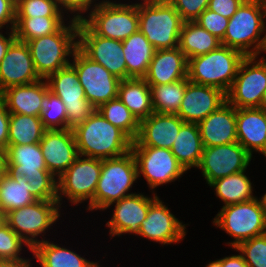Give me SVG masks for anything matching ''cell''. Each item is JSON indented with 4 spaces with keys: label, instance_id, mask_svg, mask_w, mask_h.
<instances>
[{
    "label": "cell",
    "instance_id": "6da1fadb",
    "mask_svg": "<svg viewBox=\"0 0 266 267\" xmlns=\"http://www.w3.org/2000/svg\"><path fill=\"white\" fill-rule=\"evenodd\" d=\"M72 131L81 156L104 160L131 151L133 141L97 109Z\"/></svg>",
    "mask_w": 266,
    "mask_h": 267
},
{
    "label": "cell",
    "instance_id": "7a4b0ae2",
    "mask_svg": "<svg viewBox=\"0 0 266 267\" xmlns=\"http://www.w3.org/2000/svg\"><path fill=\"white\" fill-rule=\"evenodd\" d=\"M245 57L237 49L220 45L213 51L188 60V80L213 86L227 93Z\"/></svg>",
    "mask_w": 266,
    "mask_h": 267
},
{
    "label": "cell",
    "instance_id": "3957f363",
    "mask_svg": "<svg viewBox=\"0 0 266 267\" xmlns=\"http://www.w3.org/2000/svg\"><path fill=\"white\" fill-rule=\"evenodd\" d=\"M265 18V0H245L229 19L221 44L237 49L245 56H258L263 42L260 36L266 31Z\"/></svg>",
    "mask_w": 266,
    "mask_h": 267
},
{
    "label": "cell",
    "instance_id": "277c9868",
    "mask_svg": "<svg viewBox=\"0 0 266 267\" xmlns=\"http://www.w3.org/2000/svg\"><path fill=\"white\" fill-rule=\"evenodd\" d=\"M79 22L71 20L56 33L27 41L38 76L45 80L60 69L70 65L66 58L78 48ZM76 40V41H74Z\"/></svg>",
    "mask_w": 266,
    "mask_h": 267
},
{
    "label": "cell",
    "instance_id": "5b68a950",
    "mask_svg": "<svg viewBox=\"0 0 266 267\" xmlns=\"http://www.w3.org/2000/svg\"><path fill=\"white\" fill-rule=\"evenodd\" d=\"M138 3L139 31L155 50L178 47L183 25L179 13L167 0H143Z\"/></svg>",
    "mask_w": 266,
    "mask_h": 267
},
{
    "label": "cell",
    "instance_id": "8992f818",
    "mask_svg": "<svg viewBox=\"0 0 266 267\" xmlns=\"http://www.w3.org/2000/svg\"><path fill=\"white\" fill-rule=\"evenodd\" d=\"M92 9L89 19L79 14L73 19L83 21L101 37L124 41L139 31L138 3L129 5L102 1Z\"/></svg>",
    "mask_w": 266,
    "mask_h": 267
},
{
    "label": "cell",
    "instance_id": "52a82bcc",
    "mask_svg": "<svg viewBox=\"0 0 266 267\" xmlns=\"http://www.w3.org/2000/svg\"><path fill=\"white\" fill-rule=\"evenodd\" d=\"M132 151L102 160L101 175L93 198V210L107 209L114 202L134 193H127L138 178Z\"/></svg>",
    "mask_w": 266,
    "mask_h": 267
},
{
    "label": "cell",
    "instance_id": "ba28073f",
    "mask_svg": "<svg viewBox=\"0 0 266 267\" xmlns=\"http://www.w3.org/2000/svg\"><path fill=\"white\" fill-rule=\"evenodd\" d=\"M213 223L234 237L235 241L228 243L233 248L245 240L266 233V216L257 198L223 206Z\"/></svg>",
    "mask_w": 266,
    "mask_h": 267
},
{
    "label": "cell",
    "instance_id": "9c48e42d",
    "mask_svg": "<svg viewBox=\"0 0 266 267\" xmlns=\"http://www.w3.org/2000/svg\"><path fill=\"white\" fill-rule=\"evenodd\" d=\"M79 155L73 164L58 178L57 195H65L73 204L89 200V210H93V198L101 175L102 160ZM60 190V191H59ZM60 192V193H59Z\"/></svg>",
    "mask_w": 266,
    "mask_h": 267
},
{
    "label": "cell",
    "instance_id": "30bf717a",
    "mask_svg": "<svg viewBox=\"0 0 266 267\" xmlns=\"http://www.w3.org/2000/svg\"><path fill=\"white\" fill-rule=\"evenodd\" d=\"M73 63L83 87L85 97L97 109L101 104L118 97L120 79L102 65L88 58L79 48L74 52Z\"/></svg>",
    "mask_w": 266,
    "mask_h": 267
},
{
    "label": "cell",
    "instance_id": "8fae6325",
    "mask_svg": "<svg viewBox=\"0 0 266 267\" xmlns=\"http://www.w3.org/2000/svg\"><path fill=\"white\" fill-rule=\"evenodd\" d=\"M58 200H37L33 204L14 209L5 215V222L33 249L35 240L59 218Z\"/></svg>",
    "mask_w": 266,
    "mask_h": 267
},
{
    "label": "cell",
    "instance_id": "7c38bea8",
    "mask_svg": "<svg viewBox=\"0 0 266 267\" xmlns=\"http://www.w3.org/2000/svg\"><path fill=\"white\" fill-rule=\"evenodd\" d=\"M46 80H48L49 91L65 104L67 129L73 130L96 110L85 97L77 72L71 65L58 70Z\"/></svg>",
    "mask_w": 266,
    "mask_h": 267
},
{
    "label": "cell",
    "instance_id": "4fadbf2b",
    "mask_svg": "<svg viewBox=\"0 0 266 267\" xmlns=\"http://www.w3.org/2000/svg\"><path fill=\"white\" fill-rule=\"evenodd\" d=\"M246 56L237 71V75L226 93V101L235 108L259 107L266 90V59ZM252 65V66H251Z\"/></svg>",
    "mask_w": 266,
    "mask_h": 267
},
{
    "label": "cell",
    "instance_id": "5bb4252c",
    "mask_svg": "<svg viewBox=\"0 0 266 267\" xmlns=\"http://www.w3.org/2000/svg\"><path fill=\"white\" fill-rule=\"evenodd\" d=\"M131 151L138 167V177L143 174L151 189L173 182L186 172L171 152V149L131 146Z\"/></svg>",
    "mask_w": 266,
    "mask_h": 267
},
{
    "label": "cell",
    "instance_id": "9a60e30c",
    "mask_svg": "<svg viewBox=\"0 0 266 267\" xmlns=\"http://www.w3.org/2000/svg\"><path fill=\"white\" fill-rule=\"evenodd\" d=\"M78 48L120 80L126 79L122 41L95 34L83 21L78 27Z\"/></svg>",
    "mask_w": 266,
    "mask_h": 267
},
{
    "label": "cell",
    "instance_id": "2e32d148",
    "mask_svg": "<svg viewBox=\"0 0 266 267\" xmlns=\"http://www.w3.org/2000/svg\"><path fill=\"white\" fill-rule=\"evenodd\" d=\"M252 156L238 142L204 147L197 168L208 184L219 178L245 171Z\"/></svg>",
    "mask_w": 266,
    "mask_h": 267
},
{
    "label": "cell",
    "instance_id": "e0dca14e",
    "mask_svg": "<svg viewBox=\"0 0 266 267\" xmlns=\"http://www.w3.org/2000/svg\"><path fill=\"white\" fill-rule=\"evenodd\" d=\"M40 79L29 46L15 39L0 62V93L11 86L35 83Z\"/></svg>",
    "mask_w": 266,
    "mask_h": 267
},
{
    "label": "cell",
    "instance_id": "ac0fdd59",
    "mask_svg": "<svg viewBox=\"0 0 266 267\" xmlns=\"http://www.w3.org/2000/svg\"><path fill=\"white\" fill-rule=\"evenodd\" d=\"M47 170L59 178L79 156L71 129L45 130L39 142Z\"/></svg>",
    "mask_w": 266,
    "mask_h": 267
},
{
    "label": "cell",
    "instance_id": "d6986e66",
    "mask_svg": "<svg viewBox=\"0 0 266 267\" xmlns=\"http://www.w3.org/2000/svg\"><path fill=\"white\" fill-rule=\"evenodd\" d=\"M226 102V93L219 88L188 81L177 115L189 123H199Z\"/></svg>",
    "mask_w": 266,
    "mask_h": 267
},
{
    "label": "cell",
    "instance_id": "ffe728a7",
    "mask_svg": "<svg viewBox=\"0 0 266 267\" xmlns=\"http://www.w3.org/2000/svg\"><path fill=\"white\" fill-rule=\"evenodd\" d=\"M182 224L157 197L150 205L138 235L165 244L177 243L186 235Z\"/></svg>",
    "mask_w": 266,
    "mask_h": 267
},
{
    "label": "cell",
    "instance_id": "44dd1931",
    "mask_svg": "<svg viewBox=\"0 0 266 267\" xmlns=\"http://www.w3.org/2000/svg\"><path fill=\"white\" fill-rule=\"evenodd\" d=\"M183 123L177 114L154 112L140 121L139 133L132 146L171 149Z\"/></svg>",
    "mask_w": 266,
    "mask_h": 267
},
{
    "label": "cell",
    "instance_id": "7402d4cb",
    "mask_svg": "<svg viewBox=\"0 0 266 267\" xmlns=\"http://www.w3.org/2000/svg\"><path fill=\"white\" fill-rule=\"evenodd\" d=\"M157 198L142 194H132L116 203L112 219L107 222L112 237L125 233L139 234L140 225L146 219L151 203Z\"/></svg>",
    "mask_w": 266,
    "mask_h": 267
},
{
    "label": "cell",
    "instance_id": "603a6c76",
    "mask_svg": "<svg viewBox=\"0 0 266 267\" xmlns=\"http://www.w3.org/2000/svg\"><path fill=\"white\" fill-rule=\"evenodd\" d=\"M203 147L237 142L236 108L227 101L198 123Z\"/></svg>",
    "mask_w": 266,
    "mask_h": 267
},
{
    "label": "cell",
    "instance_id": "cb8c5ba5",
    "mask_svg": "<svg viewBox=\"0 0 266 267\" xmlns=\"http://www.w3.org/2000/svg\"><path fill=\"white\" fill-rule=\"evenodd\" d=\"M49 91L47 81L11 86L0 93L9 113L41 117Z\"/></svg>",
    "mask_w": 266,
    "mask_h": 267
},
{
    "label": "cell",
    "instance_id": "d4e9b609",
    "mask_svg": "<svg viewBox=\"0 0 266 267\" xmlns=\"http://www.w3.org/2000/svg\"><path fill=\"white\" fill-rule=\"evenodd\" d=\"M188 77V59L177 47L155 50L144 77L149 85L170 84Z\"/></svg>",
    "mask_w": 266,
    "mask_h": 267
},
{
    "label": "cell",
    "instance_id": "484cf974",
    "mask_svg": "<svg viewBox=\"0 0 266 267\" xmlns=\"http://www.w3.org/2000/svg\"><path fill=\"white\" fill-rule=\"evenodd\" d=\"M237 142L252 156L266 151V111L258 107L236 108ZM253 150V151H252Z\"/></svg>",
    "mask_w": 266,
    "mask_h": 267
},
{
    "label": "cell",
    "instance_id": "4316f807",
    "mask_svg": "<svg viewBox=\"0 0 266 267\" xmlns=\"http://www.w3.org/2000/svg\"><path fill=\"white\" fill-rule=\"evenodd\" d=\"M8 174L22 176L52 175L48 170L39 143L27 145H8L5 150Z\"/></svg>",
    "mask_w": 266,
    "mask_h": 267
},
{
    "label": "cell",
    "instance_id": "83f0119b",
    "mask_svg": "<svg viewBox=\"0 0 266 267\" xmlns=\"http://www.w3.org/2000/svg\"><path fill=\"white\" fill-rule=\"evenodd\" d=\"M126 61V79L144 78L148 72L155 48L140 31L122 41Z\"/></svg>",
    "mask_w": 266,
    "mask_h": 267
},
{
    "label": "cell",
    "instance_id": "f1b7e54d",
    "mask_svg": "<svg viewBox=\"0 0 266 267\" xmlns=\"http://www.w3.org/2000/svg\"><path fill=\"white\" fill-rule=\"evenodd\" d=\"M118 98L139 122L154 113L150 86L144 78L121 80Z\"/></svg>",
    "mask_w": 266,
    "mask_h": 267
},
{
    "label": "cell",
    "instance_id": "f546056e",
    "mask_svg": "<svg viewBox=\"0 0 266 267\" xmlns=\"http://www.w3.org/2000/svg\"><path fill=\"white\" fill-rule=\"evenodd\" d=\"M203 148L198 124L184 122L172 144L171 152L187 171L199 165Z\"/></svg>",
    "mask_w": 266,
    "mask_h": 267
},
{
    "label": "cell",
    "instance_id": "4dcf8cb0",
    "mask_svg": "<svg viewBox=\"0 0 266 267\" xmlns=\"http://www.w3.org/2000/svg\"><path fill=\"white\" fill-rule=\"evenodd\" d=\"M220 45H222L221 40L206 31L195 21L183 22L178 48L188 60L213 51Z\"/></svg>",
    "mask_w": 266,
    "mask_h": 267
},
{
    "label": "cell",
    "instance_id": "1f68e13d",
    "mask_svg": "<svg viewBox=\"0 0 266 267\" xmlns=\"http://www.w3.org/2000/svg\"><path fill=\"white\" fill-rule=\"evenodd\" d=\"M0 195L5 215L37 201L31 194V186L25 176L6 172L0 177Z\"/></svg>",
    "mask_w": 266,
    "mask_h": 267
},
{
    "label": "cell",
    "instance_id": "d6a6232c",
    "mask_svg": "<svg viewBox=\"0 0 266 267\" xmlns=\"http://www.w3.org/2000/svg\"><path fill=\"white\" fill-rule=\"evenodd\" d=\"M41 267H100L97 262H90L71 250L41 240L32 250Z\"/></svg>",
    "mask_w": 266,
    "mask_h": 267
},
{
    "label": "cell",
    "instance_id": "836d02e7",
    "mask_svg": "<svg viewBox=\"0 0 266 267\" xmlns=\"http://www.w3.org/2000/svg\"><path fill=\"white\" fill-rule=\"evenodd\" d=\"M245 171L235 173L212 181L209 185L214 187L217 196L224 202V206L254 200L252 183L244 174Z\"/></svg>",
    "mask_w": 266,
    "mask_h": 267
},
{
    "label": "cell",
    "instance_id": "e575fe53",
    "mask_svg": "<svg viewBox=\"0 0 266 267\" xmlns=\"http://www.w3.org/2000/svg\"><path fill=\"white\" fill-rule=\"evenodd\" d=\"M45 130L41 117L10 113L8 145L39 143Z\"/></svg>",
    "mask_w": 266,
    "mask_h": 267
},
{
    "label": "cell",
    "instance_id": "d590c367",
    "mask_svg": "<svg viewBox=\"0 0 266 267\" xmlns=\"http://www.w3.org/2000/svg\"><path fill=\"white\" fill-rule=\"evenodd\" d=\"M64 17H15L16 39L27 42L56 33L64 24Z\"/></svg>",
    "mask_w": 266,
    "mask_h": 267
},
{
    "label": "cell",
    "instance_id": "8d00e7d4",
    "mask_svg": "<svg viewBox=\"0 0 266 267\" xmlns=\"http://www.w3.org/2000/svg\"><path fill=\"white\" fill-rule=\"evenodd\" d=\"M188 81L187 77L170 84L149 85L154 112L177 114Z\"/></svg>",
    "mask_w": 266,
    "mask_h": 267
},
{
    "label": "cell",
    "instance_id": "74e56055",
    "mask_svg": "<svg viewBox=\"0 0 266 267\" xmlns=\"http://www.w3.org/2000/svg\"><path fill=\"white\" fill-rule=\"evenodd\" d=\"M97 110L107 121L122 130L132 141L136 140L140 122L118 97L101 104Z\"/></svg>",
    "mask_w": 266,
    "mask_h": 267
},
{
    "label": "cell",
    "instance_id": "f35d334b",
    "mask_svg": "<svg viewBox=\"0 0 266 267\" xmlns=\"http://www.w3.org/2000/svg\"><path fill=\"white\" fill-rule=\"evenodd\" d=\"M41 121L46 130L67 128V111L65 104L58 96L50 91L47 92L44 101Z\"/></svg>",
    "mask_w": 266,
    "mask_h": 267
},
{
    "label": "cell",
    "instance_id": "ab89813d",
    "mask_svg": "<svg viewBox=\"0 0 266 267\" xmlns=\"http://www.w3.org/2000/svg\"><path fill=\"white\" fill-rule=\"evenodd\" d=\"M15 17H62L57 0H16Z\"/></svg>",
    "mask_w": 266,
    "mask_h": 267
},
{
    "label": "cell",
    "instance_id": "60d3db41",
    "mask_svg": "<svg viewBox=\"0 0 266 267\" xmlns=\"http://www.w3.org/2000/svg\"><path fill=\"white\" fill-rule=\"evenodd\" d=\"M240 251L248 267H266V233L239 243Z\"/></svg>",
    "mask_w": 266,
    "mask_h": 267
},
{
    "label": "cell",
    "instance_id": "b9f144b4",
    "mask_svg": "<svg viewBox=\"0 0 266 267\" xmlns=\"http://www.w3.org/2000/svg\"><path fill=\"white\" fill-rule=\"evenodd\" d=\"M23 243L32 250L6 222L0 226V259H23L19 257Z\"/></svg>",
    "mask_w": 266,
    "mask_h": 267
},
{
    "label": "cell",
    "instance_id": "7bdbcfd3",
    "mask_svg": "<svg viewBox=\"0 0 266 267\" xmlns=\"http://www.w3.org/2000/svg\"><path fill=\"white\" fill-rule=\"evenodd\" d=\"M31 186V194L37 200H58L57 180L53 175L25 176Z\"/></svg>",
    "mask_w": 266,
    "mask_h": 267
},
{
    "label": "cell",
    "instance_id": "ee69618b",
    "mask_svg": "<svg viewBox=\"0 0 266 267\" xmlns=\"http://www.w3.org/2000/svg\"><path fill=\"white\" fill-rule=\"evenodd\" d=\"M195 22L219 40H222L226 33L229 19L207 8Z\"/></svg>",
    "mask_w": 266,
    "mask_h": 267
},
{
    "label": "cell",
    "instance_id": "f6af8a7d",
    "mask_svg": "<svg viewBox=\"0 0 266 267\" xmlns=\"http://www.w3.org/2000/svg\"><path fill=\"white\" fill-rule=\"evenodd\" d=\"M184 22L195 21L208 8L209 0H167Z\"/></svg>",
    "mask_w": 266,
    "mask_h": 267
},
{
    "label": "cell",
    "instance_id": "bcb514c9",
    "mask_svg": "<svg viewBox=\"0 0 266 267\" xmlns=\"http://www.w3.org/2000/svg\"><path fill=\"white\" fill-rule=\"evenodd\" d=\"M245 0H209L208 9L230 19Z\"/></svg>",
    "mask_w": 266,
    "mask_h": 267
},
{
    "label": "cell",
    "instance_id": "7dc6e473",
    "mask_svg": "<svg viewBox=\"0 0 266 267\" xmlns=\"http://www.w3.org/2000/svg\"><path fill=\"white\" fill-rule=\"evenodd\" d=\"M9 120L10 113L7 110L4 100L0 97V148L3 150H6L8 148Z\"/></svg>",
    "mask_w": 266,
    "mask_h": 267
},
{
    "label": "cell",
    "instance_id": "c3c4849f",
    "mask_svg": "<svg viewBox=\"0 0 266 267\" xmlns=\"http://www.w3.org/2000/svg\"><path fill=\"white\" fill-rule=\"evenodd\" d=\"M15 7L16 0H0V29H2L6 23L12 25L9 29H14Z\"/></svg>",
    "mask_w": 266,
    "mask_h": 267
},
{
    "label": "cell",
    "instance_id": "681fc988",
    "mask_svg": "<svg viewBox=\"0 0 266 267\" xmlns=\"http://www.w3.org/2000/svg\"><path fill=\"white\" fill-rule=\"evenodd\" d=\"M58 6L64 7L66 10L70 12H77L81 14V12H86L92 4V0H57Z\"/></svg>",
    "mask_w": 266,
    "mask_h": 267
},
{
    "label": "cell",
    "instance_id": "f907efd6",
    "mask_svg": "<svg viewBox=\"0 0 266 267\" xmlns=\"http://www.w3.org/2000/svg\"><path fill=\"white\" fill-rule=\"evenodd\" d=\"M16 39L14 29L9 33L8 38L5 37L2 33H0V62L3 60L8 47L11 43Z\"/></svg>",
    "mask_w": 266,
    "mask_h": 267
},
{
    "label": "cell",
    "instance_id": "816d5d0a",
    "mask_svg": "<svg viewBox=\"0 0 266 267\" xmlns=\"http://www.w3.org/2000/svg\"><path fill=\"white\" fill-rule=\"evenodd\" d=\"M223 263V267H248L243 256L240 255H232L229 257H225L220 259Z\"/></svg>",
    "mask_w": 266,
    "mask_h": 267
},
{
    "label": "cell",
    "instance_id": "f5cc1de1",
    "mask_svg": "<svg viewBox=\"0 0 266 267\" xmlns=\"http://www.w3.org/2000/svg\"><path fill=\"white\" fill-rule=\"evenodd\" d=\"M0 267H32L29 260L0 259Z\"/></svg>",
    "mask_w": 266,
    "mask_h": 267
},
{
    "label": "cell",
    "instance_id": "db71d44e",
    "mask_svg": "<svg viewBox=\"0 0 266 267\" xmlns=\"http://www.w3.org/2000/svg\"><path fill=\"white\" fill-rule=\"evenodd\" d=\"M5 169H6L5 150L0 148V177L5 173Z\"/></svg>",
    "mask_w": 266,
    "mask_h": 267
},
{
    "label": "cell",
    "instance_id": "11a10c76",
    "mask_svg": "<svg viewBox=\"0 0 266 267\" xmlns=\"http://www.w3.org/2000/svg\"><path fill=\"white\" fill-rule=\"evenodd\" d=\"M260 203V206L266 216V193L262 196V198L260 200H258Z\"/></svg>",
    "mask_w": 266,
    "mask_h": 267
},
{
    "label": "cell",
    "instance_id": "9f6ffc18",
    "mask_svg": "<svg viewBox=\"0 0 266 267\" xmlns=\"http://www.w3.org/2000/svg\"><path fill=\"white\" fill-rule=\"evenodd\" d=\"M258 108H261L262 110L266 111V90L264 91L262 95L260 106Z\"/></svg>",
    "mask_w": 266,
    "mask_h": 267
},
{
    "label": "cell",
    "instance_id": "6f0895ef",
    "mask_svg": "<svg viewBox=\"0 0 266 267\" xmlns=\"http://www.w3.org/2000/svg\"><path fill=\"white\" fill-rule=\"evenodd\" d=\"M206 267H223V263H222V261L219 259V260L210 262Z\"/></svg>",
    "mask_w": 266,
    "mask_h": 267
},
{
    "label": "cell",
    "instance_id": "680465c9",
    "mask_svg": "<svg viewBox=\"0 0 266 267\" xmlns=\"http://www.w3.org/2000/svg\"><path fill=\"white\" fill-rule=\"evenodd\" d=\"M262 51H265V53H266V34H265V36L263 37V42H262V46H261V48H260V50H259V54H260V52H262Z\"/></svg>",
    "mask_w": 266,
    "mask_h": 267
},
{
    "label": "cell",
    "instance_id": "91938a15",
    "mask_svg": "<svg viewBox=\"0 0 266 267\" xmlns=\"http://www.w3.org/2000/svg\"><path fill=\"white\" fill-rule=\"evenodd\" d=\"M5 223V213L0 210V226Z\"/></svg>",
    "mask_w": 266,
    "mask_h": 267
},
{
    "label": "cell",
    "instance_id": "94428289",
    "mask_svg": "<svg viewBox=\"0 0 266 267\" xmlns=\"http://www.w3.org/2000/svg\"><path fill=\"white\" fill-rule=\"evenodd\" d=\"M0 210H2V200H1V195H0Z\"/></svg>",
    "mask_w": 266,
    "mask_h": 267
}]
</instances>
